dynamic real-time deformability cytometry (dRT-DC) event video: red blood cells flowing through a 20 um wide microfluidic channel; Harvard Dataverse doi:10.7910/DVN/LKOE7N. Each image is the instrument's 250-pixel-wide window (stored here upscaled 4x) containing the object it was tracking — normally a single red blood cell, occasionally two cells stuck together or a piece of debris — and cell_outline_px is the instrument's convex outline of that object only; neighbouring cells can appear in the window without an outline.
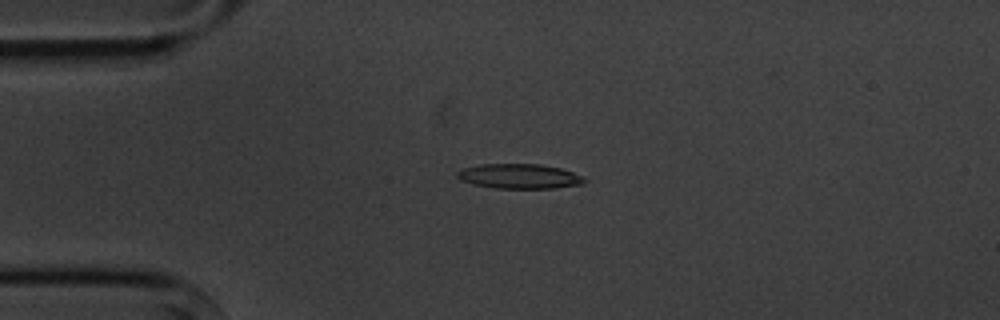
{"species": "common noctule bat (a hibernating species)", "species_latin": "Nyctalus noctula", "temperature_condition": "cold", "stored_images_in_passage": 13, "camera_frame_rate_fps": 3000, "um_per_image_px": 0.085, "animal": {"sex": "male", "body_mass_g": 20.1, "forearm_length_mm": 53.5}, "frame": {"image": 1, "passage_image": 2, "time_ms": 1.333, "image_size_px": [1000, 320], "cell_outline_px": [[588, 180], [584, 184], [552, 188], [496, 188], [472, 184], [460, 180], [456, 176], [456, 172], [464, 168], [480, 164], [540, 164], [560, 168], [572, 172]], "centroid_in_image_um": [44.13, 14.98], "position_along_channel_um": 40.9, "area_um2": 18.32}}
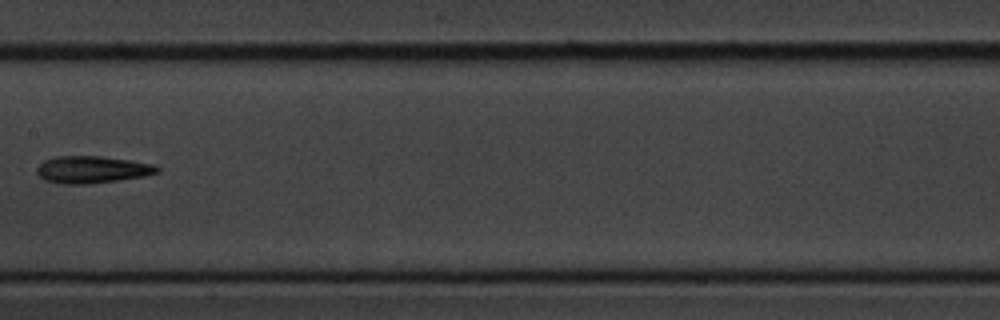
{"frame": {"image": 2, "passage_image": 6, "time_ms": 6.333, "image_size_px": [1000, 320], "cell_outline_px": [[160, 172], [144, 176], [120, 180], [88, 184], [60, 184], [44, 180], [36, 172], [36, 168], [44, 160], [56, 156], [100, 156], [128, 160], [152, 164], [160, 168]], "centroid_in_image_um": [7.8, 14.42], "position_along_channel_um": 199.6, "area_um2": 19.07}}
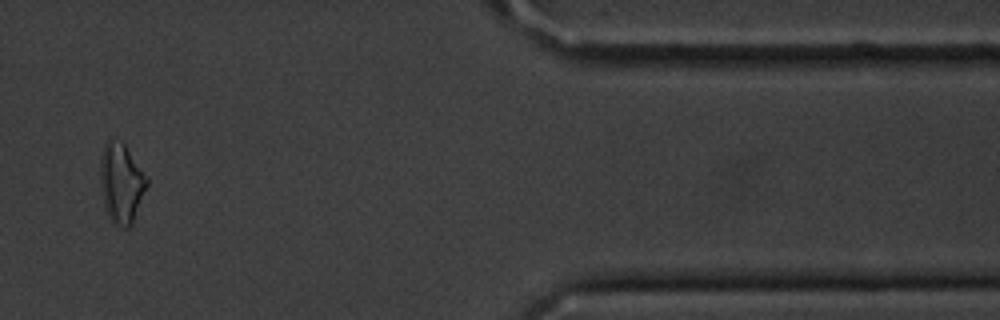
{"frame": {"image": 3, "passage_image": 11, "time_ms": 13.0, "image_size_px": [1000, 320], "cell_outline_px": [[148, 184], [132, 224], [128, 228], [124, 228], [116, 224], [108, 216], [104, 208], [100, 176], [100, 160], [104, 144], [108, 140], [120, 140], [124, 144], [148, 180]], "centroid_in_image_um": [10.29, 15.58], "position_along_channel_um": 401.1, "area_um2": 21.33}, "authors_computed_cell_mechanics": {"area_um2": 18.7272, "velocity_mm_per_s": 3.6256, "shape_relaxation_time_tau1_ms": 4.3282, "shape_relaxation_time_tau2_ms": 7.1541, "deformation_change_tau1": 0.1167, "deformation_change_tau2": 0.1863}}